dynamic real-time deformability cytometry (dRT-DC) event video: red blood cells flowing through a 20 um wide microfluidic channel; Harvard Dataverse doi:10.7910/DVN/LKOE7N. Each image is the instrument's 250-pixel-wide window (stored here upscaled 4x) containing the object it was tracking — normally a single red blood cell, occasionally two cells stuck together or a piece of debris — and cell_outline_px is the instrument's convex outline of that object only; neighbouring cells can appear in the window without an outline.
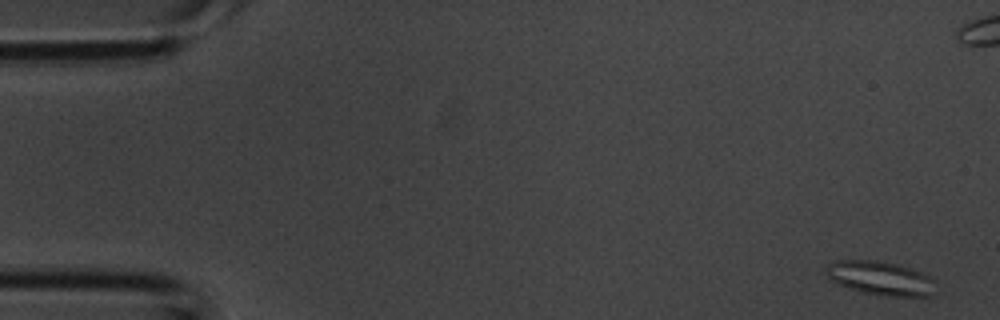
{"species": "common noctule bat (a hibernating species)", "species_latin": "Nyctalus noctula", "temperature_condition": "room temperature", "stored_images_in_passage": 5, "camera_frame_rate_fps": 3000, "um_per_image_px": 0.085, "animal": {"sex": "male", "body_mass_g": 20.1, "forearm_length_mm": 53.5}, "frame": {"image": 1, "passage_image": 1, "time_ms": 0.0, "image_size_px": [1000, 320], "cell_outline_px": [[936, 280], [932, 296], [888, 296], [864, 292], [840, 284], [832, 280], [824, 272], [824, 268], [828, 264], [836, 260], [880, 260], [900, 264], [920, 272]], "centroid_in_image_um": [74.85, 23.62], "position_along_channel_um": 10.2, "area_um2": 21.62}}